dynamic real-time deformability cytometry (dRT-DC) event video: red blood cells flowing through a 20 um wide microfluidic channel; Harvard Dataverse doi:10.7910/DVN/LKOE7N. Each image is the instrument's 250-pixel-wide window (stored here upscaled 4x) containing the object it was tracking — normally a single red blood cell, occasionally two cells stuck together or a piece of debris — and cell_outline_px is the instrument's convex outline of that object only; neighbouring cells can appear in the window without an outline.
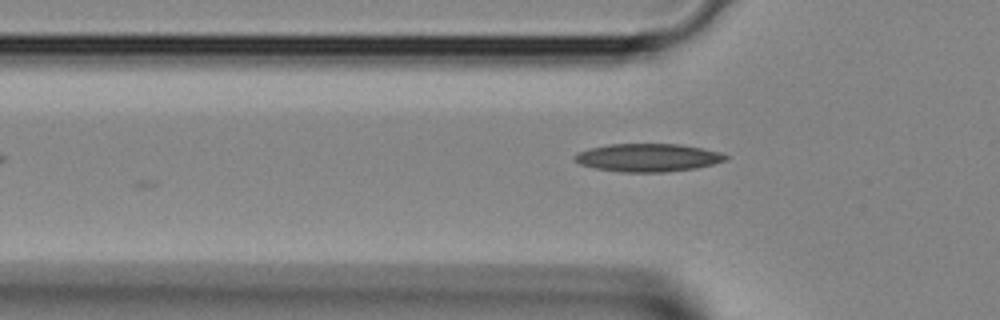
{"species": "Egyptian fruit bat (a non-hibernating species)", "species_latin": "Rousettus aegyptiacus", "temperature_condition": "room temperature", "stored_images_in_passage": 4, "camera_frame_rate_fps": 3000, "um_per_image_px": 0.085, "animal": {"sex": "female"}, "frame": {"image": 1, "passage_image": 4, "time_ms": 1.0, "image_size_px": [1000, 320], "cell_outline_px": [[732, 156], [728, 160], [696, 168], [664, 172], [620, 172], [596, 168], [580, 164], [572, 160], [572, 156], [580, 152], [592, 148], [608, 144], [680, 144], [720, 152]], "centroid_in_image_um": [55.1, 13.4], "position_along_channel_um": 70.7, "area_um2": 24.68}}